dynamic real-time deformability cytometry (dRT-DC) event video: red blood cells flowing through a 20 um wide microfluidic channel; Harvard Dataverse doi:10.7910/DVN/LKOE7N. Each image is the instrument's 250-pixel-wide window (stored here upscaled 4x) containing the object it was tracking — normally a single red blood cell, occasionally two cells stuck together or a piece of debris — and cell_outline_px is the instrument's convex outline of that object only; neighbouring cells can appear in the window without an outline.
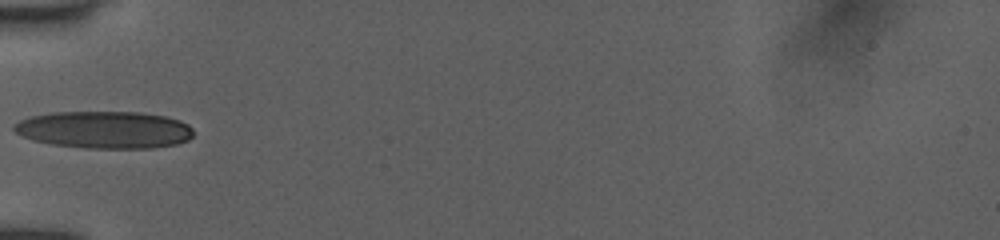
{"species": "human", "species_latin": "Homo sapiens", "temperature_condition": "room temperature", "stored_images_in_passage": 12, "camera_frame_rate_fps": 3000, "um_per_image_px": 0.085, "donor": {"sex": "female"}, "frame": {"image": 1, "passage_image": 1, "time_ms": 0.0, "image_size_px": [1000, 240], "cell_outline_px": [[192, 136], [188, 140], [176, 144], [152, 148], [88, 148], [52, 144], [32, 140], [20, 136], [12, 128], [12, 124], [28, 116], [52, 112], [140, 112], [164, 116], [180, 120], [188, 124], [192, 128]], "centroid_in_image_um": [8.84, 11.02], "position_along_channel_um": 76.2, "area_um2": 39.19}}
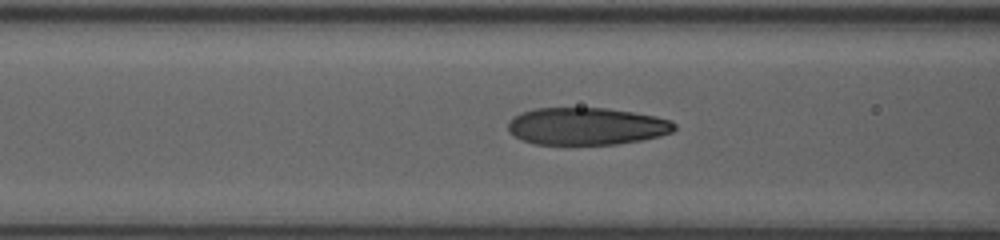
{"frame": {"image": 2, "passage_image": 4, "time_ms": 1.0, "image_size_px": [1000, 240], "cell_outline_px": [[676, 128], [672, 132], [660, 136], [640, 140], [616, 144], [536, 144], [524, 140], [516, 136], [508, 128], [508, 120], [520, 112], [536, 108], [604, 108], [632, 112], [656, 116], [672, 120], [676, 124]], "centroid_in_image_um": [49.88, 10.72], "position_along_channel_um": 116.7, "area_um2": 36.07}}
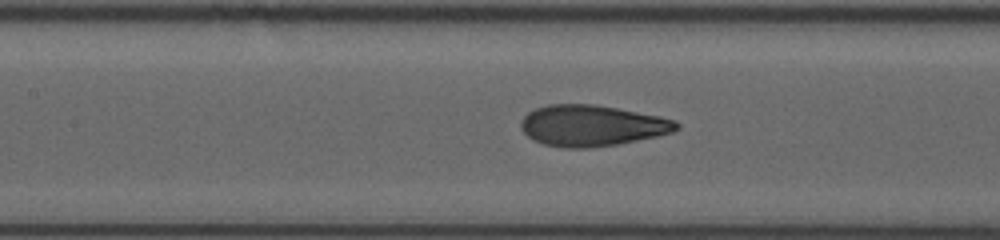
{"frame": {"image": 3, "passage_image": 8, "time_ms": 2.0, "image_size_px": [1000, 240], "cell_outline_px": [[680, 128], [672, 132], [656, 136], [616, 144], [588, 148], [564, 148], [544, 144], [532, 140], [520, 128], [520, 124], [524, 116], [528, 112], [536, 108], [548, 104], [596, 104], [660, 116], [676, 120], [680, 124]], "centroid_in_image_um": [50.3, 10.67], "position_along_channel_um": 157.1, "area_um2": 37.28}}